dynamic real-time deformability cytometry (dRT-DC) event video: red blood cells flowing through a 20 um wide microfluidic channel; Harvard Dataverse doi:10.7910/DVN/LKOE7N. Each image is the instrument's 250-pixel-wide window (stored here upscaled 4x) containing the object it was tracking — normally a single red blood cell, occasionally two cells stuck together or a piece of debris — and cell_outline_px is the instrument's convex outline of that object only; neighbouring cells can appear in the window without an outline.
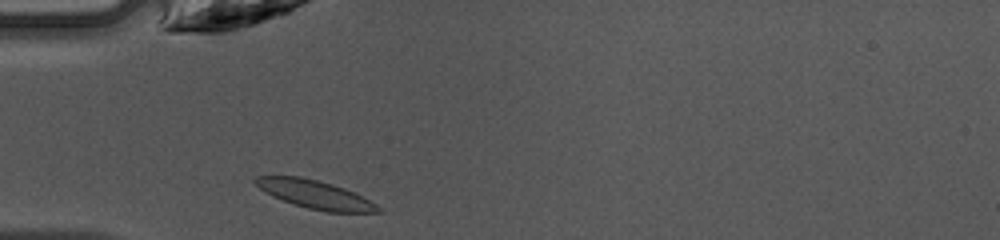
{"species": "common noctule bat (a hibernating species)", "species_latin": "Nyctalus noctula", "temperature_condition": "warm", "stored_images_in_passage": 34, "camera_frame_rate_fps": 3000, "um_per_image_px": 0.085, "animal": {"sex": "female", "body_mass_g": 10.0, "forearm_length_mm": 53.1}, "frame": {"image": 1, "passage_image": 1, "time_ms": 0.0, "image_size_px": [1000, 240], "cell_outline_px": [[384, 212], [328, 212], [308, 208], [272, 196], [264, 192], [252, 180], [256, 176], [300, 176], [332, 184], [344, 188], [376, 204]], "centroid_in_image_um": [26.75, 16.52], "position_along_channel_um": 58.2, "area_um2": 19.83}}
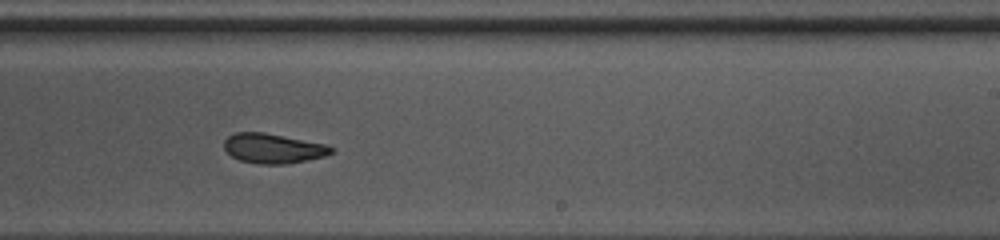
{"frame": {"image": 2, "passage_image": 16, "time_ms": 5.0, "image_size_px": [1000, 240], "cell_outline_px": [[336, 152], [324, 156], [284, 164], [260, 164], [240, 160], [232, 156], [224, 148], [224, 140], [228, 136], [236, 132], [264, 132], [328, 144], [336, 148]], "centroid_in_image_um": [23.26, 12.6], "position_along_channel_um": 265.7, "area_um2": 18.67}}
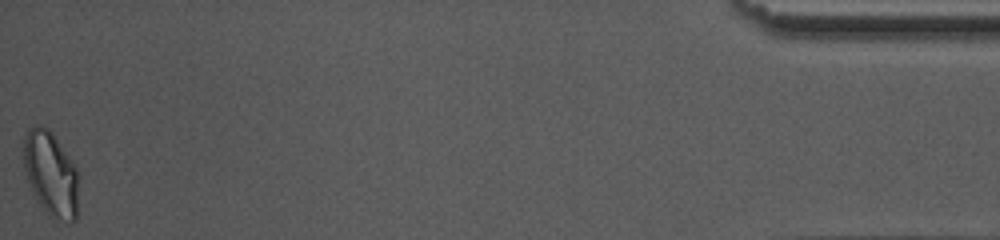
{"frame": {"image": 3, "passage_image": 34, "time_ms": 11.0, "image_size_px": [1000, 240], "cell_outline_px": [[80, 176], [76, 220], [72, 224], [48, 216], [40, 204], [28, 180], [24, 168], [24, 136], [28, 128], [48, 128], [52, 132], [72, 160]], "centroid_in_image_um": [4.38, 14.83], "position_along_channel_um": 430.8, "area_um2": 27.22}, "authors_computed_cell_mechanics": {"area_um2": 19.6809, "velocity_mm_per_s": 4.2374, "shape_relaxation_time_tau1_ms": 2.7548, "shape_relaxation_time_tau2_ms": 2.8412, "deformation_change_tau1": 0.1243, "deformation_change_tau2": 0.0862}}